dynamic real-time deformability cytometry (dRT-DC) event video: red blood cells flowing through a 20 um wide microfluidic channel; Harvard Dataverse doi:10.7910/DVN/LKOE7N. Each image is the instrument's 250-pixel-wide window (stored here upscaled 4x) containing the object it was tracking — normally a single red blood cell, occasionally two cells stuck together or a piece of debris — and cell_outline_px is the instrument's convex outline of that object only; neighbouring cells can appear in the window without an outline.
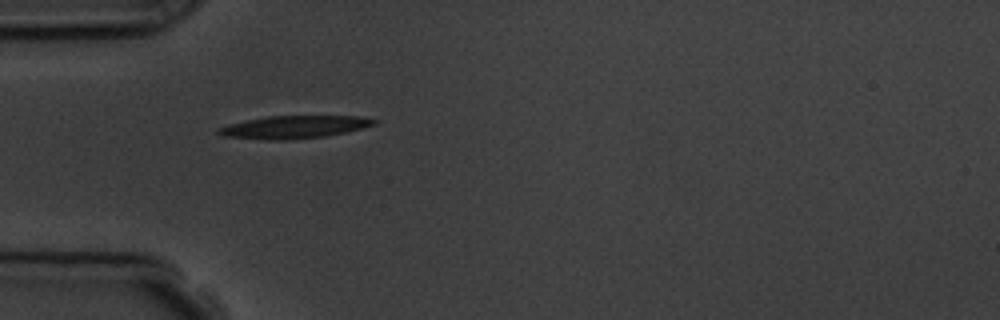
{"species": "common noctule bat (a hibernating species)", "species_latin": "Nyctalus noctula", "temperature_condition": "room temperature", "stored_images_in_passage": 4, "camera_frame_rate_fps": 3000, "um_per_image_px": 0.085, "animal": {"sex": "male", "body_mass_g": 19.5, "forearm_length_mm": 54.6}, "frame": {"image": 1, "passage_image": 1, "time_ms": 0.0, "image_size_px": [1000, 320], "cell_outline_px": [[380, 120], [376, 124], [344, 132], [324, 136], [288, 140], [268, 140], [220, 136], [216, 132], [216, 128], [228, 124], [268, 116], [360, 116]], "centroid_in_image_um": [24.95, 10.8], "position_along_channel_um": 60.0, "area_um2": 20.58}}
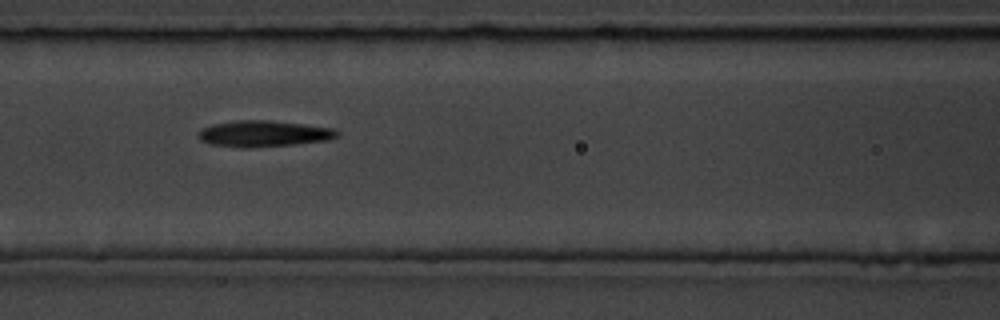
{"frame": {"image": 2, "passage_image": 3, "time_ms": 2.333, "image_size_px": [1000, 320], "cell_outline_px": [[340, 136], [328, 140], [292, 144], [248, 148], [244, 148], [208, 144], [200, 140], [196, 136], [196, 132], [200, 128], [212, 124], [236, 120], [268, 120], [332, 128], [340, 132]], "centroid_in_image_um": [22.33, 11.36], "position_along_channel_um": 144.3, "area_um2": 21.33}}